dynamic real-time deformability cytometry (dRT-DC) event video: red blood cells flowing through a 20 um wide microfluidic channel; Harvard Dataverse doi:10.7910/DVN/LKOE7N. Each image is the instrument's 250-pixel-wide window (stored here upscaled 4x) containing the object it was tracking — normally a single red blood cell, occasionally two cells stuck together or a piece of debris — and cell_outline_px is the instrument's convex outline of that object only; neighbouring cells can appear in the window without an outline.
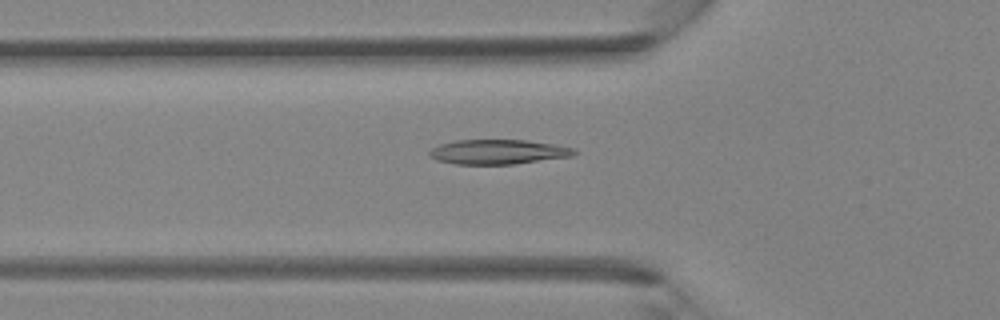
{"species": "Egyptian fruit bat (a non-hibernating species)", "species_latin": "Rousettus aegyptiacus", "temperature_condition": "room temperature", "stored_images_in_passage": 42, "camera_frame_rate_fps": 3000, "um_per_image_px": 0.085, "animal": {"sex": "female"}, "frame": {"image": 1, "passage_image": 15, "time_ms": 4.667, "image_size_px": [1000, 320], "cell_outline_px": [[576, 152], [572, 156], [512, 164], [456, 164], [436, 160], [428, 156], [428, 152], [432, 148], [440, 144], [456, 140], [524, 140], [552, 144], [576, 148]], "centroid_in_image_um": [42.29, 12.91], "position_along_channel_um": 83.5, "area_um2": 20.69}}
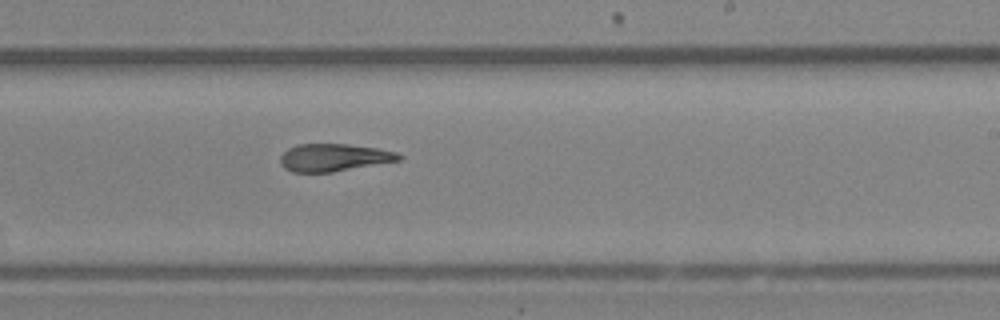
{"frame": {"image": 2, "passage_image": 26, "time_ms": 8.333, "image_size_px": [1000, 320], "cell_outline_px": [[404, 156], [400, 160], [332, 172], [292, 172], [284, 168], [280, 164], [280, 156], [288, 148], [296, 144], [348, 144], [376, 148], [396, 152]], "centroid_in_image_um": [28.35, 13.39], "position_along_channel_um": 260.7, "area_um2": 19.02}}
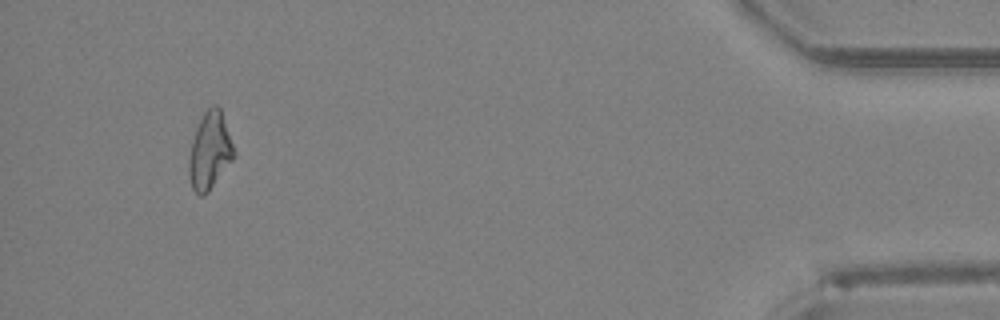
{"frame": {"image": 3, "passage_image": 40, "time_ms": 13.0, "image_size_px": [1000, 320], "cell_outline_px": [[232, 160], [208, 192], [204, 196], [200, 196], [192, 188], [188, 172], [188, 160], [192, 140], [196, 128], [204, 112], [212, 104], [216, 104], [220, 108], [232, 144]], "centroid_in_image_um": [17.78, 12.83], "position_along_channel_um": 417.4, "area_um2": 19.71}}